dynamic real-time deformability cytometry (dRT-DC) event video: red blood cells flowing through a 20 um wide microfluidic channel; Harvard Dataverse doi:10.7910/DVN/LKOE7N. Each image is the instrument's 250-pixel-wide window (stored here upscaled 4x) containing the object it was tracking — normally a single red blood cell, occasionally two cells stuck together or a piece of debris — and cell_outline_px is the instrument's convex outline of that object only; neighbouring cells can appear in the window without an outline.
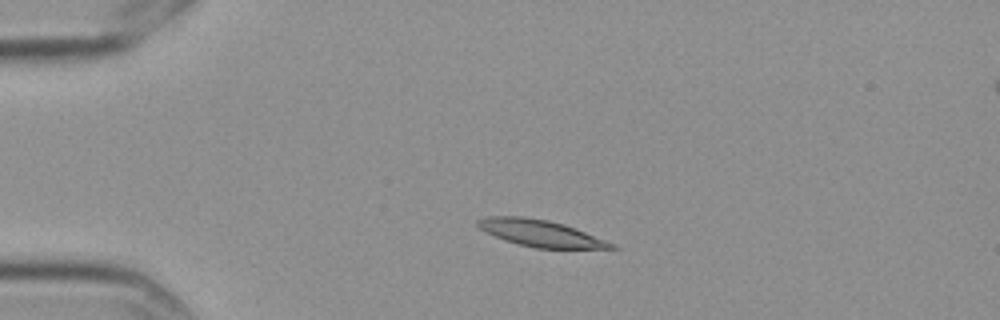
{"species": "Egyptian fruit bat (a non-hibernating species)", "species_latin": "Rousettus aegyptiacus", "temperature_condition": "cold", "stored_images_in_passage": 4, "camera_frame_rate_fps": 3000, "um_per_image_px": 0.085, "frame": {"image": 1, "passage_image": 3, "time_ms": 0.667, "image_size_px": [1000, 320], "cell_outline_px": [[620, 248], [536, 248], [520, 244], [496, 236], [480, 228], [476, 224], [476, 220], [488, 216], [524, 216], [548, 220], [564, 224], [616, 244]], "centroid_in_image_um": [45.96, 19.81], "position_along_channel_um": 39.0, "area_um2": 20.35}}